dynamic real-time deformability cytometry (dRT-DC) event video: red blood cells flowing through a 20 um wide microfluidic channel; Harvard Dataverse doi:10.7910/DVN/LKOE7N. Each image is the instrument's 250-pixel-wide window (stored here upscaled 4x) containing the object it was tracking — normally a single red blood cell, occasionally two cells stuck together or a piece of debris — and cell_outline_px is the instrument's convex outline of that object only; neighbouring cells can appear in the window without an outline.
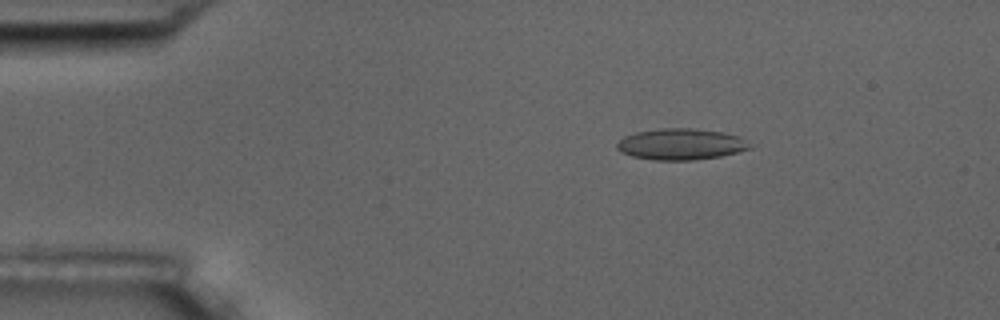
{"species": "common noctule bat (a hibernating species)", "species_latin": "Nyctalus noctula", "temperature_condition": "room temperature", "stored_images_in_passage": 5, "camera_frame_rate_fps": 3000, "um_per_image_px": 0.085, "animal": {"sex": "male", "body_mass_g": 17.5, "forearm_length_mm": 52.3}, "frame": {"image": 1, "passage_image": 3, "time_ms": 3.0, "image_size_px": [1000, 320], "cell_outline_px": [[752, 148], [720, 156], [696, 160], [652, 160], [632, 156], [620, 152], [616, 148], [616, 144], [624, 136], [636, 132], [660, 128], [696, 128], [724, 132], [740, 136]], "centroid_in_image_um": [57.85, 12.25], "position_along_channel_um": 27.2, "area_um2": 24.28}}